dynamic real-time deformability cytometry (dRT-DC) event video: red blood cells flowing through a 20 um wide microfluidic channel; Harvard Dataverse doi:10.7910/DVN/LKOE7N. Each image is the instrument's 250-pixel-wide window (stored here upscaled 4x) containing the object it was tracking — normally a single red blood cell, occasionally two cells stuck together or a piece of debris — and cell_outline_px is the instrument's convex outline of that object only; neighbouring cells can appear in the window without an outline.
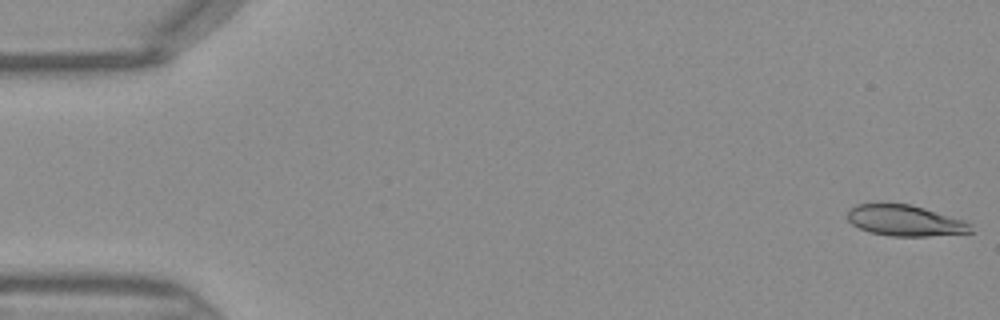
{"species": "Egyptian fruit bat (a non-hibernating species)", "species_latin": "Rousettus aegyptiacus", "temperature_condition": "warm", "stored_images_in_passage": 10, "camera_frame_rate_fps": 3000, "um_per_image_px": 0.085, "frame": {"image": 1, "passage_image": 1, "time_ms": 0.0, "image_size_px": [1000, 320], "cell_outline_px": [[972, 232], [928, 236], [892, 236], [872, 232], [860, 228], [852, 224], [848, 220], [848, 208], [856, 204], [908, 204], [924, 208], [964, 220], [968, 224]], "centroid_in_image_um": [76.89, 18.74], "position_along_channel_um": 8.1, "area_um2": 21.79}}